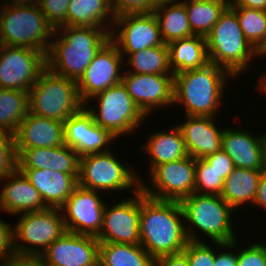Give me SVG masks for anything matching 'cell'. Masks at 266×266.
Listing matches in <instances>:
<instances>
[{
  "instance_id": "obj_10",
  "label": "cell",
  "mask_w": 266,
  "mask_h": 266,
  "mask_svg": "<svg viewBox=\"0 0 266 266\" xmlns=\"http://www.w3.org/2000/svg\"><path fill=\"white\" fill-rule=\"evenodd\" d=\"M94 98L98 100L97 107L85 106L86 110L92 115L96 124L110 131L117 139L135 132L146 119L122 82L99 92L91 98L92 101Z\"/></svg>"
},
{
  "instance_id": "obj_22",
  "label": "cell",
  "mask_w": 266,
  "mask_h": 266,
  "mask_svg": "<svg viewBox=\"0 0 266 266\" xmlns=\"http://www.w3.org/2000/svg\"><path fill=\"white\" fill-rule=\"evenodd\" d=\"M19 169H50L79 177L80 156L69 146L17 149Z\"/></svg>"
},
{
  "instance_id": "obj_38",
  "label": "cell",
  "mask_w": 266,
  "mask_h": 266,
  "mask_svg": "<svg viewBox=\"0 0 266 266\" xmlns=\"http://www.w3.org/2000/svg\"><path fill=\"white\" fill-rule=\"evenodd\" d=\"M237 239L234 240V252L237 251V266H266V243L254 242L246 248H237ZM238 249V250H237Z\"/></svg>"
},
{
  "instance_id": "obj_25",
  "label": "cell",
  "mask_w": 266,
  "mask_h": 266,
  "mask_svg": "<svg viewBox=\"0 0 266 266\" xmlns=\"http://www.w3.org/2000/svg\"><path fill=\"white\" fill-rule=\"evenodd\" d=\"M39 191L48 208H60L78 186L71 174L50 169H19Z\"/></svg>"
},
{
  "instance_id": "obj_19",
  "label": "cell",
  "mask_w": 266,
  "mask_h": 266,
  "mask_svg": "<svg viewBox=\"0 0 266 266\" xmlns=\"http://www.w3.org/2000/svg\"><path fill=\"white\" fill-rule=\"evenodd\" d=\"M65 145L80 157L110 151L108 148L117 138L108 130L96 124L84 107L64 121Z\"/></svg>"
},
{
  "instance_id": "obj_27",
  "label": "cell",
  "mask_w": 266,
  "mask_h": 266,
  "mask_svg": "<svg viewBox=\"0 0 266 266\" xmlns=\"http://www.w3.org/2000/svg\"><path fill=\"white\" fill-rule=\"evenodd\" d=\"M68 6L66 26L100 27L111 32L115 20L111 0H71Z\"/></svg>"
},
{
  "instance_id": "obj_18",
  "label": "cell",
  "mask_w": 266,
  "mask_h": 266,
  "mask_svg": "<svg viewBox=\"0 0 266 266\" xmlns=\"http://www.w3.org/2000/svg\"><path fill=\"white\" fill-rule=\"evenodd\" d=\"M99 243L95 236L67 231L38 259L45 266H98Z\"/></svg>"
},
{
  "instance_id": "obj_29",
  "label": "cell",
  "mask_w": 266,
  "mask_h": 266,
  "mask_svg": "<svg viewBox=\"0 0 266 266\" xmlns=\"http://www.w3.org/2000/svg\"><path fill=\"white\" fill-rule=\"evenodd\" d=\"M263 171L235 167L225 179L220 196L235 211L247 202L253 204Z\"/></svg>"
},
{
  "instance_id": "obj_7",
  "label": "cell",
  "mask_w": 266,
  "mask_h": 266,
  "mask_svg": "<svg viewBox=\"0 0 266 266\" xmlns=\"http://www.w3.org/2000/svg\"><path fill=\"white\" fill-rule=\"evenodd\" d=\"M54 31L38 4L5 6L0 21V44L27 47L46 54Z\"/></svg>"
},
{
  "instance_id": "obj_46",
  "label": "cell",
  "mask_w": 266,
  "mask_h": 266,
  "mask_svg": "<svg viewBox=\"0 0 266 266\" xmlns=\"http://www.w3.org/2000/svg\"><path fill=\"white\" fill-rule=\"evenodd\" d=\"M253 205L266 210V171L260 176L257 193Z\"/></svg>"
},
{
  "instance_id": "obj_30",
  "label": "cell",
  "mask_w": 266,
  "mask_h": 266,
  "mask_svg": "<svg viewBox=\"0 0 266 266\" xmlns=\"http://www.w3.org/2000/svg\"><path fill=\"white\" fill-rule=\"evenodd\" d=\"M98 266H154L140 244L99 243Z\"/></svg>"
},
{
  "instance_id": "obj_54",
  "label": "cell",
  "mask_w": 266,
  "mask_h": 266,
  "mask_svg": "<svg viewBox=\"0 0 266 266\" xmlns=\"http://www.w3.org/2000/svg\"><path fill=\"white\" fill-rule=\"evenodd\" d=\"M5 6L2 5V7H0V21L2 19V13H3V10H4Z\"/></svg>"
},
{
  "instance_id": "obj_33",
  "label": "cell",
  "mask_w": 266,
  "mask_h": 266,
  "mask_svg": "<svg viewBox=\"0 0 266 266\" xmlns=\"http://www.w3.org/2000/svg\"><path fill=\"white\" fill-rule=\"evenodd\" d=\"M28 112L27 91L0 89V130L14 135Z\"/></svg>"
},
{
  "instance_id": "obj_39",
  "label": "cell",
  "mask_w": 266,
  "mask_h": 266,
  "mask_svg": "<svg viewBox=\"0 0 266 266\" xmlns=\"http://www.w3.org/2000/svg\"><path fill=\"white\" fill-rule=\"evenodd\" d=\"M71 0H38L41 12L48 23L57 29L66 26V14Z\"/></svg>"
},
{
  "instance_id": "obj_11",
  "label": "cell",
  "mask_w": 266,
  "mask_h": 266,
  "mask_svg": "<svg viewBox=\"0 0 266 266\" xmlns=\"http://www.w3.org/2000/svg\"><path fill=\"white\" fill-rule=\"evenodd\" d=\"M196 159H183L156 166L150 171L149 187L141 182L140 189L145 196L156 200L181 201L194 193ZM157 189V190H156Z\"/></svg>"
},
{
  "instance_id": "obj_15",
  "label": "cell",
  "mask_w": 266,
  "mask_h": 266,
  "mask_svg": "<svg viewBox=\"0 0 266 266\" xmlns=\"http://www.w3.org/2000/svg\"><path fill=\"white\" fill-rule=\"evenodd\" d=\"M132 196L110 208L106 204L101 231L96 237L100 243L140 244V189Z\"/></svg>"
},
{
  "instance_id": "obj_4",
  "label": "cell",
  "mask_w": 266,
  "mask_h": 266,
  "mask_svg": "<svg viewBox=\"0 0 266 266\" xmlns=\"http://www.w3.org/2000/svg\"><path fill=\"white\" fill-rule=\"evenodd\" d=\"M180 204L189 241L201 242V237L196 233L197 229L208 238L210 237L209 239L213 242L225 244L237 239L233 232L232 218H230L236 211L220 195L194 192L183 198Z\"/></svg>"
},
{
  "instance_id": "obj_51",
  "label": "cell",
  "mask_w": 266,
  "mask_h": 266,
  "mask_svg": "<svg viewBox=\"0 0 266 266\" xmlns=\"http://www.w3.org/2000/svg\"><path fill=\"white\" fill-rule=\"evenodd\" d=\"M256 57H266V35L263 41L260 43V45L256 48Z\"/></svg>"
},
{
  "instance_id": "obj_50",
  "label": "cell",
  "mask_w": 266,
  "mask_h": 266,
  "mask_svg": "<svg viewBox=\"0 0 266 266\" xmlns=\"http://www.w3.org/2000/svg\"><path fill=\"white\" fill-rule=\"evenodd\" d=\"M176 2H179V0H148V4L150 5V13L159 7L166 6L168 4H173Z\"/></svg>"
},
{
  "instance_id": "obj_13",
  "label": "cell",
  "mask_w": 266,
  "mask_h": 266,
  "mask_svg": "<svg viewBox=\"0 0 266 266\" xmlns=\"http://www.w3.org/2000/svg\"><path fill=\"white\" fill-rule=\"evenodd\" d=\"M124 61L116 44L109 39L76 82L85 106L89 107L88 102L99 92L122 82L123 73L120 72V68Z\"/></svg>"
},
{
  "instance_id": "obj_3",
  "label": "cell",
  "mask_w": 266,
  "mask_h": 266,
  "mask_svg": "<svg viewBox=\"0 0 266 266\" xmlns=\"http://www.w3.org/2000/svg\"><path fill=\"white\" fill-rule=\"evenodd\" d=\"M230 78L235 77L213 63L177 73L174 75V105L182 104L186 116L217 117Z\"/></svg>"
},
{
  "instance_id": "obj_48",
  "label": "cell",
  "mask_w": 266,
  "mask_h": 266,
  "mask_svg": "<svg viewBox=\"0 0 266 266\" xmlns=\"http://www.w3.org/2000/svg\"><path fill=\"white\" fill-rule=\"evenodd\" d=\"M3 266H45L39 259L35 258H14L2 264Z\"/></svg>"
},
{
  "instance_id": "obj_20",
  "label": "cell",
  "mask_w": 266,
  "mask_h": 266,
  "mask_svg": "<svg viewBox=\"0 0 266 266\" xmlns=\"http://www.w3.org/2000/svg\"><path fill=\"white\" fill-rule=\"evenodd\" d=\"M215 119L210 116H186V121L177 125L189 156L203 159L221 149L224 127L217 128Z\"/></svg>"
},
{
  "instance_id": "obj_17",
  "label": "cell",
  "mask_w": 266,
  "mask_h": 266,
  "mask_svg": "<svg viewBox=\"0 0 266 266\" xmlns=\"http://www.w3.org/2000/svg\"><path fill=\"white\" fill-rule=\"evenodd\" d=\"M122 83L141 112L148 116L156 107L174 104L173 74L123 72Z\"/></svg>"
},
{
  "instance_id": "obj_52",
  "label": "cell",
  "mask_w": 266,
  "mask_h": 266,
  "mask_svg": "<svg viewBox=\"0 0 266 266\" xmlns=\"http://www.w3.org/2000/svg\"><path fill=\"white\" fill-rule=\"evenodd\" d=\"M261 145H262V154H263V164L264 170L266 171V134H261Z\"/></svg>"
},
{
  "instance_id": "obj_55",
  "label": "cell",
  "mask_w": 266,
  "mask_h": 266,
  "mask_svg": "<svg viewBox=\"0 0 266 266\" xmlns=\"http://www.w3.org/2000/svg\"><path fill=\"white\" fill-rule=\"evenodd\" d=\"M213 1H218V2H227V3H231L232 2V0H213Z\"/></svg>"
},
{
  "instance_id": "obj_53",
  "label": "cell",
  "mask_w": 266,
  "mask_h": 266,
  "mask_svg": "<svg viewBox=\"0 0 266 266\" xmlns=\"http://www.w3.org/2000/svg\"><path fill=\"white\" fill-rule=\"evenodd\" d=\"M260 78H259L258 83H257V85L259 87L257 86V88L259 89L260 92L265 94L266 93V74L264 73Z\"/></svg>"
},
{
  "instance_id": "obj_23",
  "label": "cell",
  "mask_w": 266,
  "mask_h": 266,
  "mask_svg": "<svg viewBox=\"0 0 266 266\" xmlns=\"http://www.w3.org/2000/svg\"><path fill=\"white\" fill-rule=\"evenodd\" d=\"M2 181H5V184H2L0 193V211L18 216V214L48 208L39 191L19 169L9 177L0 180Z\"/></svg>"
},
{
  "instance_id": "obj_8",
  "label": "cell",
  "mask_w": 266,
  "mask_h": 266,
  "mask_svg": "<svg viewBox=\"0 0 266 266\" xmlns=\"http://www.w3.org/2000/svg\"><path fill=\"white\" fill-rule=\"evenodd\" d=\"M19 216V221L13 226L16 258L38 259L50 244L67 232L60 208H47Z\"/></svg>"
},
{
  "instance_id": "obj_26",
  "label": "cell",
  "mask_w": 266,
  "mask_h": 266,
  "mask_svg": "<svg viewBox=\"0 0 266 266\" xmlns=\"http://www.w3.org/2000/svg\"><path fill=\"white\" fill-rule=\"evenodd\" d=\"M163 129L148 135L144 151L149 160V172L156 166L183 159L189 156L182 133L177 127H171L170 131Z\"/></svg>"
},
{
  "instance_id": "obj_32",
  "label": "cell",
  "mask_w": 266,
  "mask_h": 266,
  "mask_svg": "<svg viewBox=\"0 0 266 266\" xmlns=\"http://www.w3.org/2000/svg\"><path fill=\"white\" fill-rule=\"evenodd\" d=\"M185 5L189 25L194 35L206 37L223 11L230 5L213 0H181Z\"/></svg>"
},
{
  "instance_id": "obj_14",
  "label": "cell",
  "mask_w": 266,
  "mask_h": 266,
  "mask_svg": "<svg viewBox=\"0 0 266 266\" xmlns=\"http://www.w3.org/2000/svg\"><path fill=\"white\" fill-rule=\"evenodd\" d=\"M98 192L77 186L60 207L68 232L99 235L106 202L102 201Z\"/></svg>"
},
{
  "instance_id": "obj_35",
  "label": "cell",
  "mask_w": 266,
  "mask_h": 266,
  "mask_svg": "<svg viewBox=\"0 0 266 266\" xmlns=\"http://www.w3.org/2000/svg\"><path fill=\"white\" fill-rule=\"evenodd\" d=\"M238 18L244 37L256 49L266 35V10L231 7Z\"/></svg>"
},
{
  "instance_id": "obj_5",
  "label": "cell",
  "mask_w": 266,
  "mask_h": 266,
  "mask_svg": "<svg viewBox=\"0 0 266 266\" xmlns=\"http://www.w3.org/2000/svg\"><path fill=\"white\" fill-rule=\"evenodd\" d=\"M210 63L229 71L235 79L248 70L256 49L244 37L235 11L228 6L205 37Z\"/></svg>"
},
{
  "instance_id": "obj_44",
  "label": "cell",
  "mask_w": 266,
  "mask_h": 266,
  "mask_svg": "<svg viewBox=\"0 0 266 266\" xmlns=\"http://www.w3.org/2000/svg\"><path fill=\"white\" fill-rule=\"evenodd\" d=\"M212 246L213 244H216V247H219V249L221 248V250L223 248H230L229 251H219L218 254H216L217 252H215V260H214V266H237L238 263V257H237V252L234 253L231 250H234V241H232L231 243H218V242H214L211 243Z\"/></svg>"
},
{
  "instance_id": "obj_9",
  "label": "cell",
  "mask_w": 266,
  "mask_h": 266,
  "mask_svg": "<svg viewBox=\"0 0 266 266\" xmlns=\"http://www.w3.org/2000/svg\"><path fill=\"white\" fill-rule=\"evenodd\" d=\"M112 153L106 151L80 157L78 186L99 192L131 188L133 192L138 191L142 178Z\"/></svg>"
},
{
  "instance_id": "obj_49",
  "label": "cell",
  "mask_w": 266,
  "mask_h": 266,
  "mask_svg": "<svg viewBox=\"0 0 266 266\" xmlns=\"http://www.w3.org/2000/svg\"><path fill=\"white\" fill-rule=\"evenodd\" d=\"M38 0H10V2L7 0L5 3H3L4 6H30V5H37Z\"/></svg>"
},
{
  "instance_id": "obj_41",
  "label": "cell",
  "mask_w": 266,
  "mask_h": 266,
  "mask_svg": "<svg viewBox=\"0 0 266 266\" xmlns=\"http://www.w3.org/2000/svg\"><path fill=\"white\" fill-rule=\"evenodd\" d=\"M115 18L127 14L150 13L148 0H111Z\"/></svg>"
},
{
  "instance_id": "obj_2",
  "label": "cell",
  "mask_w": 266,
  "mask_h": 266,
  "mask_svg": "<svg viewBox=\"0 0 266 266\" xmlns=\"http://www.w3.org/2000/svg\"><path fill=\"white\" fill-rule=\"evenodd\" d=\"M53 36L56 38L46 53V67L77 82L110 39V32L100 27L61 26L55 29Z\"/></svg>"
},
{
  "instance_id": "obj_42",
  "label": "cell",
  "mask_w": 266,
  "mask_h": 266,
  "mask_svg": "<svg viewBox=\"0 0 266 266\" xmlns=\"http://www.w3.org/2000/svg\"><path fill=\"white\" fill-rule=\"evenodd\" d=\"M12 224L0 220V264L7 263L16 258L13 244Z\"/></svg>"
},
{
  "instance_id": "obj_21",
  "label": "cell",
  "mask_w": 266,
  "mask_h": 266,
  "mask_svg": "<svg viewBox=\"0 0 266 266\" xmlns=\"http://www.w3.org/2000/svg\"><path fill=\"white\" fill-rule=\"evenodd\" d=\"M17 149L48 148L65 144L64 122L26 115L14 134Z\"/></svg>"
},
{
  "instance_id": "obj_37",
  "label": "cell",
  "mask_w": 266,
  "mask_h": 266,
  "mask_svg": "<svg viewBox=\"0 0 266 266\" xmlns=\"http://www.w3.org/2000/svg\"><path fill=\"white\" fill-rule=\"evenodd\" d=\"M19 169V158L14 135L0 130V180Z\"/></svg>"
},
{
  "instance_id": "obj_12",
  "label": "cell",
  "mask_w": 266,
  "mask_h": 266,
  "mask_svg": "<svg viewBox=\"0 0 266 266\" xmlns=\"http://www.w3.org/2000/svg\"><path fill=\"white\" fill-rule=\"evenodd\" d=\"M46 68V54L0 44V89L29 91Z\"/></svg>"
},
{
  "instance_id": "obj_40",
  "label": "cell",
  "mask_w": 266,
  "mask_h": 266,
  "mask_svg": "<svg viewBox=\"0 0 266 266\" xmlns=\"http://www.w3.org/2000/svg\"><path fill=\"white\" fill-rule=\"evenodd\" d=\"M215 251L205 241H188L183 250L190 266H214Z\"/></svg>"
},
{
  "instance_id": "obj_1",
  "label": "cell",
  "mask_w": 266,
  "mask_h": 266,
  "mask_svg": "<svg viewBox=\"0 0 266 266\" xmlns=\"http://www.w3.org/2000/svg\"><path fill=\"white\" fill-rule=\"evenodd\" d=\"M184 223L180 201L156 200L140 189V245L154 260L185 249Z\"/></svg>"
},
{
  "instance_id": "obj_47",
  "label": "cell",
  "mask_w": 266,
  "mask_h": 266,
  "mask_svg": "<svg viewBox=\"0 0 266 266\" xmlns=\"http://www.w3.org/2000/svg\"><path fill=\"white\" fill-rule=\"evenodd\" d=\"M229 6L266 10V0H232Z\"/></svg>"
},
{
  "instance_id": "obj_16",
  "label": "cell",
  "mask_w": 266,
  "mask_h": 266,
  "mask_svg": "<svg viewBox=\"0 0 266 266\" xmlns=\"http://www.w3.org/2000/svg\"><path fill=\"white\" fill-rule=\"evenodd\" d=\"M110 39L121 54H131L146 48L164 45L157 19L153 12L145 14H127L114 20ZM118 32V33H117Z\"/></svg>"
},
{
  "instance_id": "obj_34",
  "label": "cell",
  "mask_w": 266,
  "mask_h": 266,
  "mask_svg": "<svg viewBox=\"0 0 266 266\" xmlns=\"http://www.w3.org/2000/svg\"><path fill=\"white\" fill-rule=\"evenodd\" d=\"M128 57V64L133 67L129 73L137 74H173L169 66L168 45H159L131 54H121Z\"/></svg>"
},
{
  "instance_id": "obj_31",
  "label": "cell",
  "mask_w": 266,
  "mask_h": 266,
  "mask_svg": "<svg viewBox=\"0 0 266 266\" xmlns=\"http://www.w3.org/2000/svg\"><path fill=\"white\" fill-rule=\"evenodd\" d=\"M164 44L193 36L185 5L180 1L153 11Z\"/></svg>"
},
{
  "instance_id": "obj_24",
  "label": "cell",
  "mask_w": 266,
  "mask_h": 266,
  "mask_svg": "<svg viewBox=\"0 0 266 266\" xmlns=\"http://www.w3.org/2000/svg\"><path fill=\"white\" fill-rule=\"evenodd\" d=\"M221 148L233 160L235 167L264 170L261 134L256 136L241 128L224 127Z\"/></svg>"
},
{
  "instance_id": "obj_6",
  "label": "cell",
  "mask_w": 266,
  "mask_h": 266,
  "mask_svg": "<svg viewBox=\"0 0 266 266\" xmlns=\"http://www.w3.org/2000/svg\"><path fill=\"white\" fill-rule=\"evenodd\" d=\"M29 112L64 122L85 107L77 83L47 67L28 91Z\"/></svg>"
},
{
  "instance_id": "obj_28",
  "label": "cell",
  "mask_w": 266,
  "mask_h": 266,
  "mask_svg": "<svg viewBox=\"0 0 266 266\" xmlns=\"http://www.w3.org/2000/svg\"><path fill=\"white\" fill-rule=\"evenodd\" d=\"M169 66L173 75L190 69H200L209 62L206 38L193 35L168 44Z\"/></svg>"
},
{
  "instance_id": "obj_43",
  "label": "cell",
  "mask_w": 266,
  "mask_h": 266,
  "mask_svg": "<svg viewBox=\"0 0 266 266\" xmlns=\"http://www.w3.org/2000/svg\"><path fill=\"white\" fill-rule=\"evenodd\" d=\"M224 180L232 173L235 166L233 160L229 155L221 148L214 154L208 155L203 158Z\"/></svg>"
},
{
  "instance_id": "obj_45",
  "label": "cell",
  "mask_w": 266,
  "mask_h": 266,
  "mask_svg": "<svg viewBox=\"0 0 266 266\" xmlns=\"http://www.w3.org/2000/svg\"><path fill=\"white\" fill-rule=\"evenodd\" d=\"M154 266H190V264L186 254L182 251L155 259Z\"/></svg>"
},
{
  "instance_id": "obj_36",
  "label": "cell",
  "mask_w": 266,
  "mask_h": 266,
  "mask_svg": "<svg viewBox=\"0 0 266 266\" xmlns=\"http://www.w3.org/2000/svg\"><path fill=\"white\" fill-rule=\"evenodd\" d=\"M224 181L204 159H196L195 193L221 195Z\"/></svg>"
}]
</instances>
